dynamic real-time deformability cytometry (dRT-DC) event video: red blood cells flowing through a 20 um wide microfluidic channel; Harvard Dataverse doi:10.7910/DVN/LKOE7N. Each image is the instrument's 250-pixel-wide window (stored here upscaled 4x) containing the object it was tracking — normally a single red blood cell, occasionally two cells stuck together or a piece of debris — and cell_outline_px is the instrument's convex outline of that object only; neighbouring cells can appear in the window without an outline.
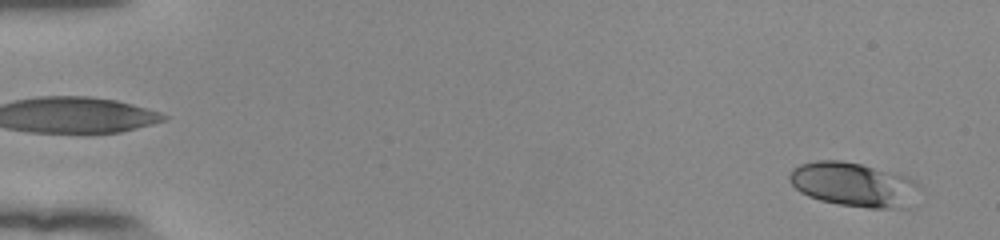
{"species": "human", "species_latin": "Homo sapiens", "temperature_condition": "room temperature", "stored_images_in_passage": 45, "camera_frame_rate_fps": 3000, "um_per_image_px": 0.085, "donor": {"sex": "female"}, "frame": {"image": 1, "passage_image": 2, "time_ms": 0.333, "image_size_px": [1000, 240], "cell_outline_px": [[924, 192], [908, 208], [868, 208], [840, 204], [820, 200], [808, 196], [800, 192], [788, 180], [788, 176], [792, 168], [800, 164], [816, 160], [840, 160], [860, 164], [908, 176], [916, 180], [920, 184]], "centroid_in_image_um": [72.66, 15.69], "position_along_channel_um": 12.3, "area_um2": 34.22}}
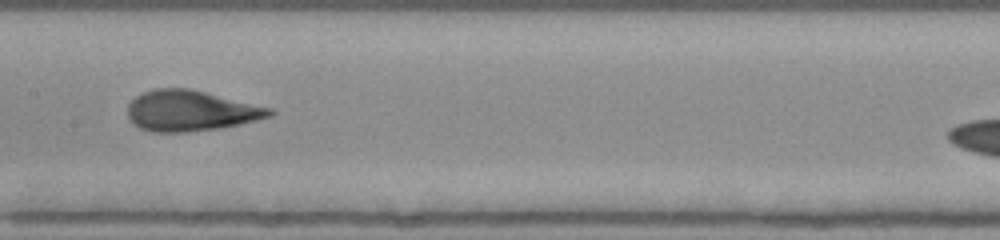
{"frame": {"image": 2, "passage_image": 26, "time_ms": 8.333, "image_size_px": [1000, 240], "cell_outline_px": [[276, 112], [272, 116], [240, 124], [220, 128], [184, 132], [152, 132], [140, 128], [132, 124], [128, 116], [128, 104], [136, 96], [152, 88], [188, 88], [272, 108]], "centroid_in_image_um": [16.19, 9.42], "position_along_channel_um": 191.2, "area_um2": 33.64}}
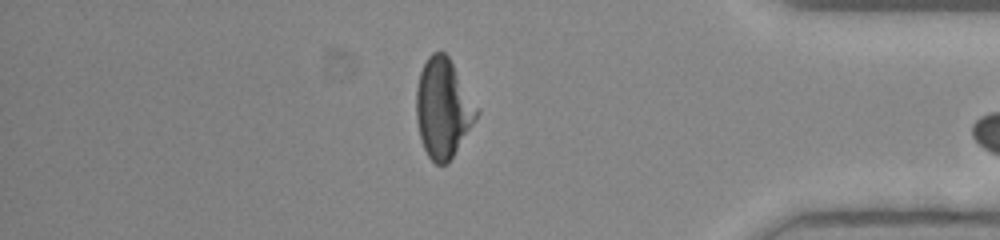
{"frame": {"image": 3, "passage_image": 44, "time_ms": 14.333, "image_size_px": [1000, 240], "cell_outline_px": [[480, 112], [448, 164], [436, 164], [428, 156], [424, 148], [420, 136], [416, 120], [416, 88], [420, 72], [428, 56], [432, 52], [444, 52], [448, 56], [480, 108]], "centroid_in_image_um": [37.67, 9.19], "position_along_channel_um": 397.5, "area_um2": 34.97}}